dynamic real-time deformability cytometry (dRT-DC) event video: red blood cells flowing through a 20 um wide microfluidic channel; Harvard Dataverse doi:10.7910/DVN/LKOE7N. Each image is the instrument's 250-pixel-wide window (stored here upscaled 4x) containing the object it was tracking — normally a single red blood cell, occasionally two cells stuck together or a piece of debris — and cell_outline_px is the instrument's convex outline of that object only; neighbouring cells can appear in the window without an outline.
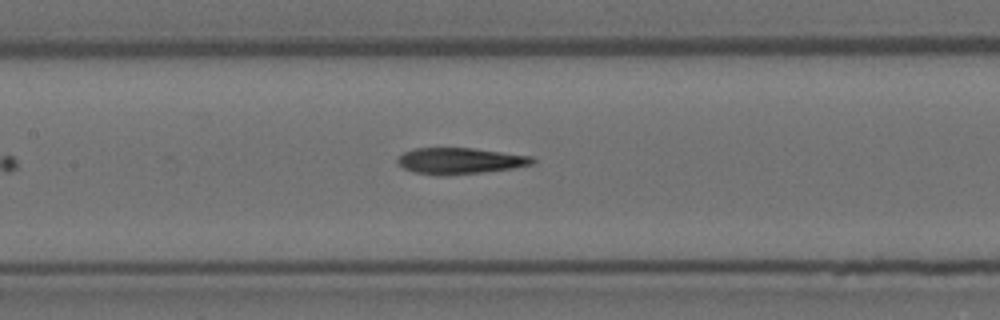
{"species": "Egyptian fruit bat (a non-hibernating species)", "species_latin": "Rousettus aegyptiacus", "temperature_condition": "room temperature", "stored_images_in_passage": 5, "segment_of_instrument_passage": [1, 2], "camera_frame_rate_fps": 3000, "um_per_image_px": 0.085, "animal": {"sex": "female"}, "frame": {"image": 1, "passage_image": 4, "time_ms": 1.0, "image_size_px": [1000, 320], "cell_outline_px": [[536, 160], [532, 164], [512, 168], [484, 172], [440, 176], [412, 172], [396, 164], [396, 160], [404, 152], [416, 148], [472, 148], [532, 156]], "centroid_in_image_um": [39.06, 13.68], "position_along_channel_um": 168.3, "area_um2": 20.63}}